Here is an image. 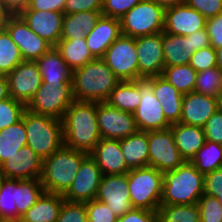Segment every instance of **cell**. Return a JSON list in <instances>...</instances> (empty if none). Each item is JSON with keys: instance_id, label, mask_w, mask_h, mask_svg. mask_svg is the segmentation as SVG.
I'll return each mask as SVG.
<instances>
[{"instance_id": "obj_1", "label": "cell", "mask_w": 222, "mask_h": 222, "mask_svg": "<svg viewBox=\"0 0 222 222\" xmlns=\"http://www.w3.org/2000/svg\"><path fill=\"white\" fill-rule=\"evenodd\" d=\"M64 145L90 154L101 139L96 102L74 100L62 119Z\"/></svg>"}, {"instance_id": "obj_2", "label": "cell", "mask_w": 222, "mask_h": 222, "mask_svg": "<svg viewBox=\"0 0 222 222\" xmlns=\"http://www.w3.org/2000/svg\"><path fill=\"white\" fill-rule=\"evenodd\" d=\"M120 80L102 58L72 71V94L76 101L104 102Z\"/></svg>"}, {"instance_id": "obj_3", "label": "cell", "mask_w": 222, "mask_h": 222, "mask_svg": "<svg viewBox=\"0 0 222 222\" xmlns=\"http://www.w3.org/2000/svg\"><path fill=\"white\" fill-rule=\"evenodd\" d=\"M203 194L204 175L191 162L163 173L160 205L196 204Z\"/></svg>"}, {"instance_id": "obj_4", "label": "cell", "mask_w": 222, "mask_h": 222, "mask_svg": "<svg viewBox=\"0 0 222 222\" xmlns=\"http://www.w3.org/2000/svg\"><path fill=\"white\" fill-rule=\"evenodd\" d=\"M89 154L63 145L43 160L41 183L45 192L63 195Z\"/></svg>"}, {"instance_id": "obj_5", "label": "cell", "mask_w": 222, "mask_h": 222, "mask_svg": "<svg viewBox=\"0 0 222 222\" xmlns=\"http://www.w3.org/2000/svg\"><path fill=\"white\" fill-rule=\"evenodd\" d=\"M24 126L29 146L41 159L51 156L64 145L62 120L24 111Z\"/></svg>"}, {"instance_id": "obj_6", "label": "cell", "mask_w": 222, "mask_h": 222, "mask_svg": "<svg viewBox=\"0 0 222 222\" xmlns=\"http://www.w3.org/2000/svg\"><path fill=\"white\" fill-rule=\"evenodd\" d=\"M133 208L158 211L162 196L163 173L154 167L132 169L127 173Z\"/></svg>"}, {"instance_id": "obj_7", "label": "cell", "mask_w": 222, "mask_h": 222, "mask_svg": "<svg viewBox=\"0 0 222 222\" xmlns=\"http://www.w3.org/2000/svg\"><path fill=\"white\" fill-rule=\"evenodd\" d=\"M165 10L154 0H141L120 18L121 34L133 38L164 30Z\"/></svg>"}, {"instance_id": "obj_8", "label": "cell", "mask_w": 222, "mask_h": 222, "mask_svg": "<svg viewBox=\"0 0 222 222\" xmlns=\"http://www.w3.org/2000/svg\"><path fill=\"white\" fill-rule=\"evenodd\" d=\"M73 101L72 83H42L26 109L62 120Z\"/></svg>"}, {"instance_id": "obj_9", "label": "cell", "mask_w": 222, "mask_h": 222, "mask_svg": "<svg viewBox=\"0 0 222 222\" xmlns=\"http://www.w3.org/2000/svg\"><path fill=\"white\" fill-rule=\"evenodd\" d=\"M120 81L139 79V65L135 38L120 35L102 58Z\"/></svg>"}, {"instance_id": "obj_10", "label": "cell", "mask_w": 222, "mask_h": 222, "mask_svg": "<svg viewBox=\"0 0 222 222\" xmlns=\"http://www.w3.org/2000/svg\"><path fill=\"white\" fill-rule=\"evenodd\" d=\"M149 160L148 166L164 173L181 166L185 160L175 145L174 135L169 128L147 131Z\"/></svg>"}, {"instance_id": "obj_11", "label": "cell", "mask_w": 222, "mask_h": 222, "mask_svg": "<svg viewBox=\"0 0 222 222\" xmlns=\"http://www.w3.org/2000/svg\"><path fill=\"white\" fill-rule=\"evenodd\" d=\"M96 112L101 138L120 140L138 131L133 113L112 107L105 101L96 102Z\"/></svg>"}, {"instance_id": "obj_12", "label": "cell", "mask_w": 222, "mask_h": 222, "mask_svg": "<svg viewBox=\"0 0 222 222\" xmlns=\"http://www.w3.org/2000/svg\"><path fill=\"white\" fill-rule=\"evenodd\" d=\"M141 102L133 113L138 130L152 131L169 128L172 124L166 119L161 103L153 94L152 77L140 79Z\"/></svg>"}, {"instance_id": "obj_13", "label": "cell", "mask_w": 222, "mask_h": 222, "mask_svg": "<svg viewBox=\"0 0 222 222\" xmlns=\"http://www.w3.org/2000/svg\"><path fill=\"white\" fill-rule=\"evenodd\" d=\"M103 173L95 160L88 155L69 189L62 195L66 201L87 202L96 198Z\"/></svg>"}, {"instance_id": "obj_14", "label": "cell", "mask_w": 222, "mask_h": 222, "mask_svg": "<svg viewBox=\"0 0 222 222\" xmlns=\"http://www.w3.org/2000/svg\"><path fill=\"white\" fill-rule=\"evenodd\" d=\"M6 30L19 47L23 60L35 61L53 47L33 32L19 14L9 17Z\"/></svg>"}, {"instance_id": "obj_15", "label": "cell", "mask_w": 222, "mask_h": 222, "mask_svg": "<svg viewBox=\"0 0 222 222\" xmlns=\"http://www.w3.org/2000/svg\"><path fill=\"white\" fill-rule=\"evenodd\" d=\"M9 95L25 105L42 84V76L35 61L23 60L8 75Z\"/></svg>"}, {"instance_id": "obj_16", "label": "cell", "mask_w": 222, "mask_h": 222, "mask_svg": "<svg viewBox=\"0 0 222 222\" xmlns=\"http://www.w3.org/2000/svg\"><path fill=\"white\" fill-rule=\"evenodd\" d=\"M139 79L162 76L165 67L162 32L135 38Z\"/></svg>"}, {"instance_id": "obj_17", "label": "cell", "mask_w": 222, "mask_h": 222, "mask_svg": "<svg viewBox=\"0 0 222 222\" xmlns=\"http://www.w3.org/2000/svg\"><path fill=\"white\" fill-rule=\"evenodd\" d=\"M95 199L107 204L117 217L131 210L127 174L103 175Z\"/></svg>"}, {"instance_id": "obj_18", "label": "cell", "mask_w": 222, "mask_h": 222, "mask_svg": "<svg viewBox=\"0 0 222 222\" xmlns=\"http://www.w3.org/2000/svg\"><path fill=\"white\" fill-rule=\"evenodd\" d=\"M206 18L185 2L165 9L163 32L174 35L188 36L204 29Z\"/></svg>"}, {"instance_id": "obj_19", "label": "cell", "mask_w": 222, "mask_h": 222, "mask_svg": "<svg viewBox=\"0 0 222 222\" xmlns=\"http://www.w3.org/2000/svg\"><path fill=\"white\" fill-rule=\"evenodd\" d=\"M1 166L4 177L8 179H41L43 159L26 145L6 159Z\"/></svg>"}, {"instance_id": "obj_20", "label": "cell", "mask_w": 222, "mask_h": 222, "mask_svg": "<svg viewBox=\"0 0 222 222\" xmlns=\"http://www.w3.org/2000/svg\"><path fill=\"white\" fill-rule=\"evenodd\" d=\"M28 27L53 47L61 39L63 12L24 10L19 14Z\"/></svg>"}, {"instance_id": "obj_21", "label": "cell", "mask_w": 222, "mask_h": 222, "mask_svg": "<svg viewBox=\"0 0 222 222\" xmlns=\"http://www.w3.org/2000/svg\"><path fill=\"white\" fill-rule=\"evenodd\" d=\"M217 110V98L190 92L183 96L180 123L203 128Z\"/></svg>"}, {"instance_id": "obj_22", "label": "cell", "mask_w": 222, "mask_h": 222, "mask_svg": "<svg viewBox=\"0 0 222 222\" xmlns=\"http://www.w3.org/2000/svg\"><path fill=\"white\" fill-rule=\"evenodd\" d=\"M89 155L98 164L103 175L127 174L130 171L118 139L101 138Z\"/></svg>"}, {"instance_id": "obj_23", "label": "cell", "mask_w": 222, "mask_h": 222, "mask_svg": "<svg viewBox=\"0 0 222 222\" xmlns=\"http://www.w3.org/2000/svg\"><path fill=\"white\" fill-rule=\"evenodd\" d=\"M121 35L120 19L101 16L86 34V43L94 58H103L108 47Z\"/></svg>"}, {"instance_id": "obj_24", "label": "cell", "mask_w": 222, "mask_h": 222, "mask_svg": "<svg viewBox=\"0 0 222 222\" xmlns=\"http://www.w3.org/2000/svg\"><path fill=\"white\" fill-rule=\"evenodd\" d=\"M42 83H72V70L56 47H52L35 60Z\"/></svg>"}, {"instance_id": "obj_25", "label": "cell", "mask_w": 222, "mask_h": 222, "mask_svg": "<svg viewBox=\"0 0 222 222\" xmlns=\"http://www.w3.org/2000/svg\"><path fill=\"white\" fill-rule=\"evenodd\" d=\"M153 94L161 103L166 119L171 123L180 122L183 94L162 76L152 77Z\"/></svg>"}, {"instance_id": "obj_26", "label": "cell", "mask_w": 222, "mask_h": 222, "mask_svg": "<svg viewBox=\"0 0 222 222\" xmlns=\"http://www.w3.org/2000/svg\"><path fill=\"white\" fill-rule=\"evenodd\" d=\"M170 129L181 157L190 162L197 151L205 144L203 128L177 122L173 123Z\"/></svg>"}, {"instance_id": "obj_27", "label": "cell", "mask_w": 222, "mask_h": 222, "mask_svg": "<svg viewBox=\"0 0 222 222\" xmlns=\"http://www.w3.org/2000/svg\"><path fill=\"white\" fill-rule=\"evenodd\" d=\"M120 146L130 170L148 166L149 146L147 131L138 130L136 133L120 139Z\"/></svg>"}, {"instance_id": "obj_28", "label": "cell", "mask_w": 222, "mask_h": 222, "mask_svg": "<svg viewBox=\"0 0 222 222\" xmlns=\"http://www.w3.org/2000/svg\"><path fill=\"white\" fill-rule=\"evenodd\" d=\"M101 16V10L64 14L61 39L86 38Z\"/></svg>"}, {"instance_id": "obj_29", "label": "cell", "mask_w": 222, "mask_h": 222, "mask_svg": "<svg viewBox=\"0 0 222 222\" xmlns=\"http://www.w3.org/2000/svg\"><path fill=\"white\" fill-rule=\"evenodd\" d=\"M64 200L61 194L44 192L20 220L21 222H56Z\"/></svg>"}, {"instance_id": "obj_30", "label": "cell", "mask_w": 222, "mask_h": 222, "mask_svg": "<svg viewBox=\"0 0 222 222\" xmlns=\"http://www.w3.org/2000/svg\"><path fill=\"white\" fill-rule=\"evenodd\" d=\"M162 47L165 66L189 64L193 54L190 37L162 32Z\"/></svg>"}, {"instance_id": "obj_31", "label": "cell", "mask_w": 222, "mask_h": 222, "mask_svg": "<svg viewBox=\"0 0 222 222\" xmlns=\"http://www.w3.org/2000/svg\"><path fill=\"white\" fill-rule=\"evenodd\" d=\"M105 102L122 111L134 113L141 102L140 79L120 81Z\"/></svg>"}, {"instance_id": "obj_32", "label": "cell", "mask_w": 222, "mask_h": 222, "mask_svg": "<svg viewBox=\"0 0 222 222\" xmlns=\"http://www.w3.org/2000/svg\"><path fill=\"white\" fill-rule=\"evenodd\" d=\"M55 47L72 71L95 59L89 51L85 38L60 39Z\"/></svg>"}, {"instance_id": "obj_33", "label": "cell", "mask_w": 222, "mask_h": 222, "mask_svg": "<svg viewBox=\"0 0 222 222\" xmlns=\"http://www.w3.org/2000/svg\"><path fill=\"white\" fill-rule=\"evenodd\" d=\"M27 144L24 113L17 123L0 131V164Z\"/></svg>"}, {"instance_id": "obj_34", "label": "cell", "mask_w": 222, "mask_h": 222, "mask_svg": "<svg viewBox=\"0 0 222 222\" xmlns=\"http://www.w3.org/2000/svg\"><path fill=\"white\" fill-rule=\"evenodd\" d=\"M45 192L41 179H16L17 220L28 211Z\"/></svg>"}, {"instance_id": "obj_35", "label": "cell", "mask_w": 222, "mask_h": 222, "mask_svg": "<svg viewBox=\"0 0 222 222\" xmlns=\"http://www.w3.org/2000/svg\"><path fill=\"white\" fill-rule=\"evenodd\" d=\"M203 175L222 167V144L206 140L190 161Z\"/></svg>"}, {"instance_id": "obj_36", "label": "cell", "mask_w": 222, "mask_h": 222, "mask_svg": "<svg viewBox=\"0 0 222 222\" xmlns=\"http://www.w3.org/2000/svg\"><path fill=\"white\" fill-rule=\"evenodd\" d=\"M197 72L189 65L165 66L162 77L181 94L194 92Z\"/></svg>"}, {"instance_id": "obj_37", "label": "cell", "mask_w": 222, "mask_h": 222, "mask_svg": "<svg viewBox=\"0 0 222 222\" xmlns=\"http://www.w3.org/2000/svg\"><path fill=\"white\" fill-rule=\"evenodd\" d=\"M158 222H201L199 206L197 203L160 205Z\"/></svg>"}, {"instance_id": "obj_38", "label": "cell", "mask_w": 222, "mask_h": 222, "mask_svg": "<svg viewBox=\"0 0 222 222\" xmlns=\"http://www.w3.org/2000/svg\"><path fill=\"white\" fill-rule=\"evenodd\" d=\"M22 61L19 47L7 30L0 32V75L7 76Z\"/></svg>"}, {"instance_id": "obj_39", "label": "cell", "mask_w": 222, "mask_h": 222, "mask_svg": "<svg viewBox=\"0 0 222 222\" xmlns=\"http://www.w3.org/2000/svg\"><path fill=\"white\" fill-rule=\"evenodd\" d=\"M194 92L217 98L222 93V71L213 67L197 72Z\"/></svg>"}, {"instance_id": "obj_40", "label": "cell", "mask_w": 222, "mask_h": 222, "mask_svg": "<svg viewBox=\"0 0 222 222\" xmlns=\"http://www.w3.org/2000/svg\"><path fill=\"white\" fill-rule=\"evenodd\" d=\"M16 179L5 178L0 185V221L17 220Z\"/></svg>"}, {"instance_id": "obj_41", "label": "cell", "mask_w": 222, "mask_h": 222, "mask_svg": "<svg viewBox=\"0 0 222 222\" xmlns=\"http://www.w3.org/2000/svg\"><path fill=\"white\" fill-rule=\"evenodd\" d=\"M26 105L11 97L0 101V131L22 119Z\"/></svg>"}, {"instance_id": "obj_42", "label": "cell", "mask_w": 222, "mask_h": 222, "mask_svg": "<svg viewBox=\"0 0 222 222\" xmlns=\"http://www.w3.org/2000/svg\"><path fill=\"white\" fill-rule=\"evenodd\" d=\"M201 222H222V206L216 196H203L197 202Z\"/></svg>"}, {"instance_id": "obj_43", "label": "cell", "mask_w": 222, "mask_h": 222, "mask_svg": "<svg viewBox=\"0 0 222 222\" xmlns=\"http://www.w3.org/2000/svg\"><path fill=\"white\" fill-rule=\"evenodd\" d=\"M87 218L86 202L64 200L56 222H86Z\"/></svg>"}, {"instance_id": "obj_44", "label": "cell", "mask_w": 222, "mask_h": 222, "mask_svg": "<svg viewBox=\"0 0 222 222\" xmlns=\"http://www.w3.org/2000/svg\"><path fill=\"white\" fill-rule=\"evenodd\" d=\"M189 65L196 72H202L207 69L217 67L216 49H214L212 46H209L207 48L195 51L190 58Z\"/></svg>"}, {"instance_id": "obj_45", "label": "cell", "mask_w": 222, "mask_h": 222, "mask_svg": "<svg viewBox=\"0 0 222 222\" xmlns=\"http://www.w3.org/2000/svg\"><path fill=\"white\" fill-rule=\"evenodd\" d=\"M87 215L91 222H117L118 217L111 211L107 204L96 199L86 202Z\"/></svg>"}, {"instance_id": "obj_46", "label": "cell", "mask_w": 222, "mask_h": 222, "mask_svg": "<svg viewBox=\"0 0 222 222\" xmlns=\"http://www.w3.org/2000/svg\"><path fill=\"white\" fill-rule=\"evenodd\" d=\"M141 0H103L102 15L120 19Z\"/></svg>"}, {"instance_id": "obj_47", "label": "cell", "mask_w": 222, "mask_h": 222, "mask_svg": "<svg viewBox=\"0 0 222 222\" xmlns=\"http://www.w3.org/2000/svg\"><path fill=\"white\" fill-rule=\"evenodd\" d=\"M185 3L197 10L206 19L222 13V0H185Z\"/></svg>"}, {"instance_id": "obj_48", "label": "cell", "mask_w": 222, "mask_h": 222, "mask_svg": "<svg viewBox=\"0 0 222 222\" xmlns=\"http://www.w3.org/2000/svg\"><path fill=\"white\" fill-rule=\"evenodd\" d=\"M203 130L206 140L222 144V113L219 110L205 123Z\"/></svg>"}, {"instance_id": "obj_49", "label": "cell", "mask_w": 222, "mask_h": 222, "mask_svg": "<svg viewBox=\"0 0 222 222\" xmlns=\"http://www.w3.org/2000/svg\"><path fill=\"white\" fill-rule=\"evenodd\" d=\"M207 35L210 46L217 49L222 46V13L206 20Z\"/></svg>"}, {"instance_id": "obj_50", "label": "cell", "mask_w": 222, "mask_h": 222, "mask_svg": "<svg viewBox=\"0 0 222 222\" xmlns=\"http://www.w3.org/2000/svg\"><path fill=\"white\" fill-rule=\"evenodd\" d=\"M117 222H158V211L132 208L123 216L118 217Z\"/></svg>"}, {"instance_id": "obj_51", "label": "cell", "mask_w": 222, "mask_h": 222, "mask_svg": "<svg viewBox=\"0 0 222 222\" xmlns=\"http://www.w3.org/2000/svg\"><path fill=\"white\" fill-rule=\"evenodd\" d=\"M103 0H66L64 14L102 10Z\"/></svg>"}, {"instance_id": "obj_52", "label": "cell", "mask_w": 222, "mask_h": 222, "mask_svg": "<svg viewBox=\"0 0 222 222\" xmlns=\"http://www.w3.org/2000/svg\"><path fill=\"white\" fill-rule=\"evenodd\" d=\"M222 191V167L204 175V194L217 196Z\"/></svg>"}, {"instance_id": "obj_53", "label": "cell", "mask_w": 222, "mask_h": 222, "mask_svg": "<svg viewBox=\"0 0 222 222\" xmlns=\"http://www.w3.org/2000/svg\"><path fill=\"white\" fill-rule=\"evenodd\" d=\"M66 0H31L25 10L63 12Z\"/></svg>"}, {"instance_id": "obj_54", "label": "cell", "mask_w": 222, "mask_h": 222, "mask_svg": "<svg viewBox=\"0 0 222 222\" xmlns=\"http://www.w3.org/2000/svg\"><path fill=\"white\" fill-rule=\"evenodd\" d=\"M188 37H190L191 53L210 46L206 28L193 32Z\"/></svg>"}, {"instance_id": "obj_55", "label": "cell", "mask_w": 222, "mask_h": 222, "mask_svg": "<svg viewBox=\"0 0 222 222\" xmlns=\"http://www.w3.org/2000/svg\"><path fill=\"white\" fill-rule=\"evenodd\" d=\"M31 0H0L11 15H18L28 8Z\"/></svg>"}, {"instance_id": "obj_56", "label": "cell", "mask_w": 222, "mask_h": 222, "mask_svg": "<svg viewBox=\"0 0 222 222\" xmlns=\"http://www.w3.org/2000/svg\"><path fill=\"white\" fill-rule=\"evenodd\" d=\"M8 79L5 75H0V101L9 98Z\"/></svg>"}, {"instance_id": "obj_57", "label": "cell", "mask_w": 222, "mask_h": 222, "mask_svg": "<svg viewBox=\"0 0 222 222\" xmlns=\"http://www.w3.org/2000/svg\"><path fill=\"white\" fill-rule=\"evenodd\" d=\"M11 14L5 9L0 2V32L6 30L7 21Z\"/></svg>"}, {"instance_id": "obj_58", "label": "cell", "mask_w": 222, "mask_h": 222, "mask_svg": "<svg viewBox=\"0 0 222 222\" xmlns=\"http://www.w3.org/2000/svg\"><path fill=\"white\" fill-rule=\"evenodd\" d=\"M164 10L182 4L185 0H154Z\"/></svg>"}, {"instance_id": "obj_59", "label": "cell", "mask_w": 222, "mask_h": 222, "mask_svg": "<svg viewBox=\"0 0 222 222\" xmlns=\"http://www.w3.org/2000/svg\"><path fill=\"white\" fill-rule=\"evenodd\" d=\"M217 67L222 71V46L216 49Z\"/></svg>"}, {"instance_id": "obj_60", "label": "cell", "mask_w": 222, "mask_h": 222, "mask_svg": "<svg viewBox=\"0 0 222 222\" xmlns=\"http://www.w3.org/2000/svg\"><path fill=\"white\" fill-rule=\"evenodd\" d=\"M218 110L222 113V93L217 97Z\"/></svg>"}, {"instance_id": "obj_61", "label": "cell", "mask_w": 222, "mask_h": 222, "mask_svg": "<svg viewBox=\"0 0 222 222\" xmlns=\"http://www.w3.org/2000/svg\"><path fill=\"white\" fill-rule=\"evenodd\" d=\"M5 179L4 174H3V170H2V166L0 164V185L2 183V181Z\"/></svg>"}, {"instance_id": "obj_62", "label": "cell", "mask_w": 222, "mask_h": 222, "mask_svg": "<svg viewBox=\"0 0 222 222\" xmlns=\"http://www.w3.org/2000/svg\"><path fill=\"white\" fill-rule=\"evenodd\" d=\"M219 200V202L221 203L222 206V191L216 196Z\"/></svg>"}, {"instance_id": "obj_63", "label": "cell", "mask_w": 222, "mask_h": 222, "mask_svg": "<svg viewBox=\"0 0 222 222\" xmlns=\"http://www.w3.org/2000/svg\"><path fill=\"white\" fill-rule=\"evenodd\" d=\"M0 222H21V220L0 221Z\"/></svg>"}, {"instance_id": "obj_64", "label": "cell", "mask_w": 222, "mask_h": 222, "mask_svg": "<svg viewBox=\"0 0 222 222\" xmlns=\"http://www.w3.org/2000/svg\"><path fill=\"white\" fill-rule=\"evenodd\" d=\"M86 222H91V219L88 217Z\"/></svg>"}]
</instances>
